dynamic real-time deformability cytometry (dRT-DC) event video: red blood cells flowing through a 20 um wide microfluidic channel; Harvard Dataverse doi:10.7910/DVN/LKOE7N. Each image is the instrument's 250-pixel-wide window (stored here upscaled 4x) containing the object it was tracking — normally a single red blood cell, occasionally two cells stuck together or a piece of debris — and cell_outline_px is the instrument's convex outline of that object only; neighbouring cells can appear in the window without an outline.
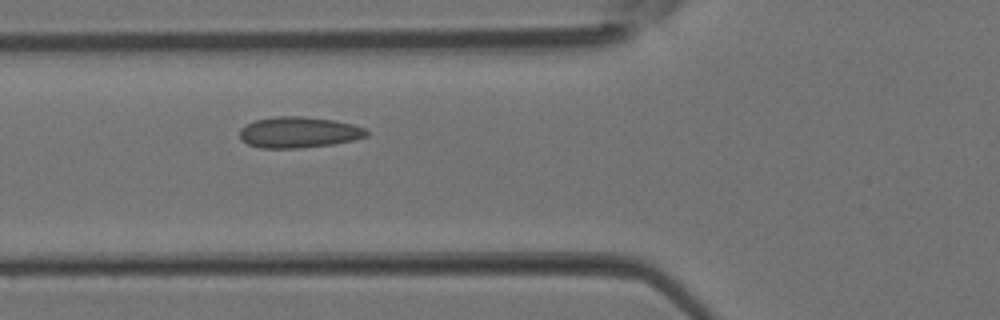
{"species": "Egyptian fruit bat (a non-hibernating species)", "species_latin": "Rousettus aegyptiacus", "temperature_condition": "room temperature", "stored_images_in_passage": 4, "camera_frame_rate_fps": 3000, "um_per_image_px": 0.085, "animal": {"sex": "female"}, "frame": {"image": 1, "passage_image": 3, "time_ms": 0.667, "image_size_px": [1000, 320], "cell_outline_px": [[368, 136], [352, 140], [332, 144], [300, 148], [260, 148], [248, 144], [240, 140], [240, 128], [244, 124], [256, 120], [276, 116], [304, 116], [332, 120], [352, 124], [364, 128], [368, 132]], "centroid_in_image_um": [25.35, 11.24], "position_along_channel_um": 100.5, "area_um2": 22.95}}
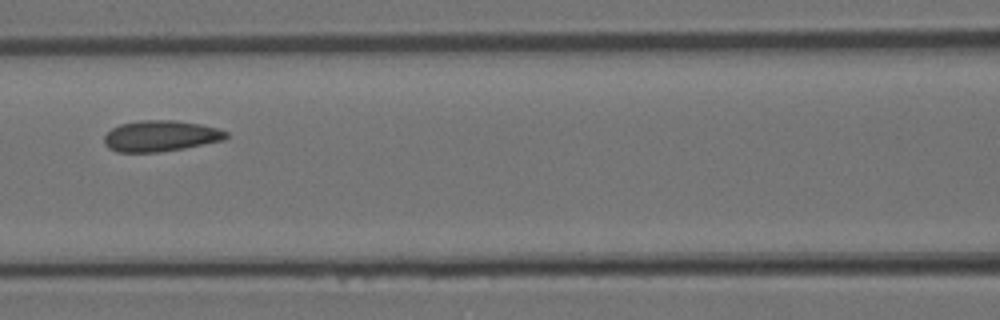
{"frame": {"image": 2, "passage_image": 4, "time_ms": 1.0, "image_size_px": [1000, 320], "cell_outline_px": [[228, 136], [224, 140], [184, 148], [160, 152], [116, 152], [108, 148], [104, 144], [104, 136], [112, 128], [120, 124], [140, 120], [176, 120], [200, 124], [216, 128], [228, 132]], "centroid_in_image_um": [13.63, 11.56], "position_along_channel_um": 153.0, "area_um2": 22.08}}